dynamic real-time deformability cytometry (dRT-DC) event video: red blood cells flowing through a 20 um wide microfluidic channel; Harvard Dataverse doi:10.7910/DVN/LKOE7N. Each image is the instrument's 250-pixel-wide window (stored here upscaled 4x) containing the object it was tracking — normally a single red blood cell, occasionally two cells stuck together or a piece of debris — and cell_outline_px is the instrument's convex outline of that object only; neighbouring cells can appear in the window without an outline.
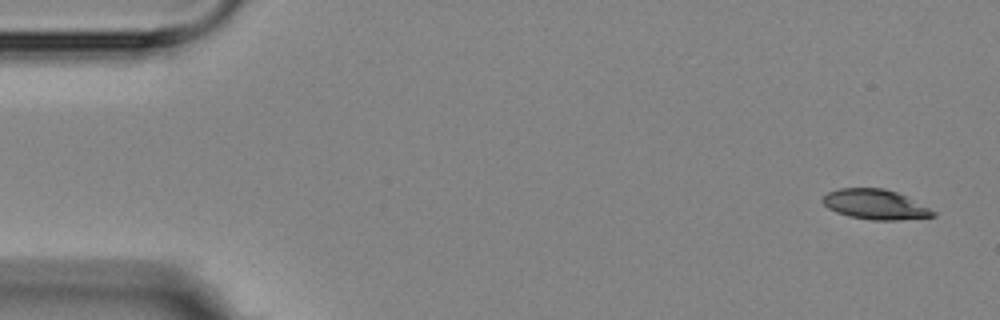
{"species": "Egyptian fruit bat (a non-hibernating species)", "species_latin": "Rousettus aegyptiacus", "temperature_condition": "room temperature", "stored_images_in_passage": 4, "camera_frame_rate_fps": 3000, "um_per_image_px": 0.085, "animal": {"sex": "female"}, "frame": {"image": 1, "passage_image": 1, "time_ms": 0.0, "image_size_px": [1000, 320], "cell_outline_px": [[936, 216], [900, 220], [872, 220], [848, 216], [836, 212], [828, 208], [824, 204], [824, 196], [828, 192], [840, 188], [884, 188], [896, 192], [936, 212]], "centroid_in_image_um": [74.38, 17.38], "position_along_channel_um": 10.6, "area_um2": 18.96}}
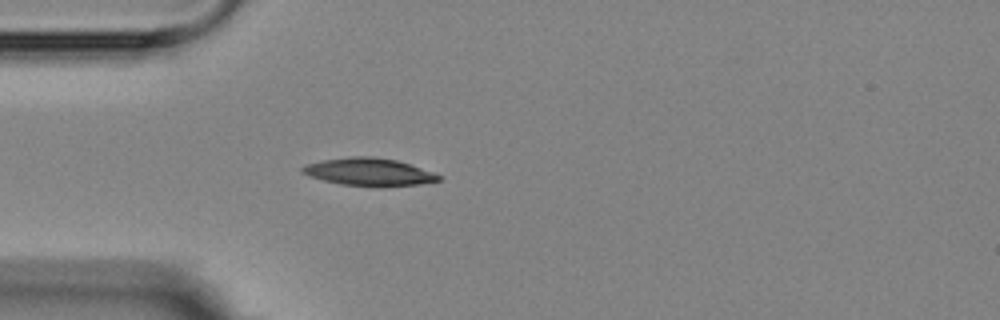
{"frame": {"image": 2, "passage_image": 4, "time_ms": 4.333, "image_size_px": [1000, 320], "cell_outline_px": [[440, 180], [420, 184], [380, 188], [340, 184], [324, 180], [312, 176], [304, 172], [300, 168], [308, 164], [324, 160], [352, 156], [368, 156], [396, 160], [432, 172], [440, 176]], "centroid_in_image_um": [31.39, 14.64], "position_along_channel_um": 53.6, "area_um2": 21.73}}